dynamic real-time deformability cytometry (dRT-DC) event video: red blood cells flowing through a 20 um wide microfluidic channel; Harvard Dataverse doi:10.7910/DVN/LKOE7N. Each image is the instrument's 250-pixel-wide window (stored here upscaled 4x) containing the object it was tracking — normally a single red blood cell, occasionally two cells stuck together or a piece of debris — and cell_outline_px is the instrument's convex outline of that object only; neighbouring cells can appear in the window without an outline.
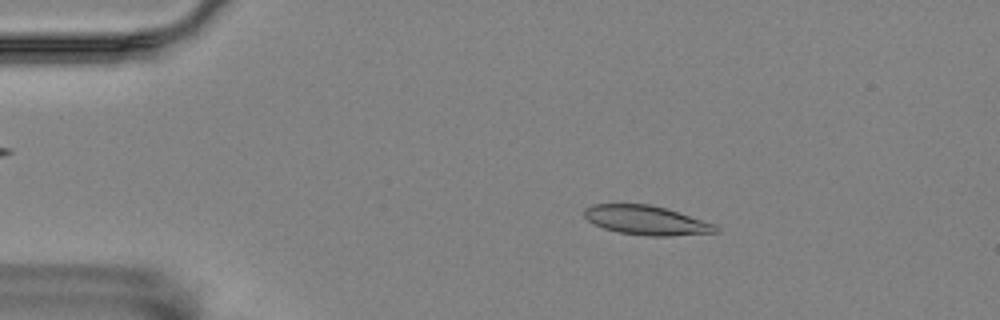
{"species": "Egyptian fruit bat (a non-hibernating species)", "species_latin": "Rousettus aegyptiacus", "temperature_condition": "room temperature", "stored_images_in_passage": 53, "camera_frame_rate_fps": 3000, "um_per_image_px": 0.085, "animal": {"sex": "female"}, "frame": {"image": 1, "passage_image": 6, "time_ms": 1.667, "image_size_px": [1000, 320], "cell_outline_px": [[720, 232], [672, 236], [644, 236], [620, 232], [604, 228], [588, 220], [584, 216], [584, 208], [592, 204], [648, 204], [668, 208], [716, 224], [720, 228]], "centroid_in_image_um": [55.0, 18.72], "position_along_channel_um": 30.0, "area_um2": 22.6}}
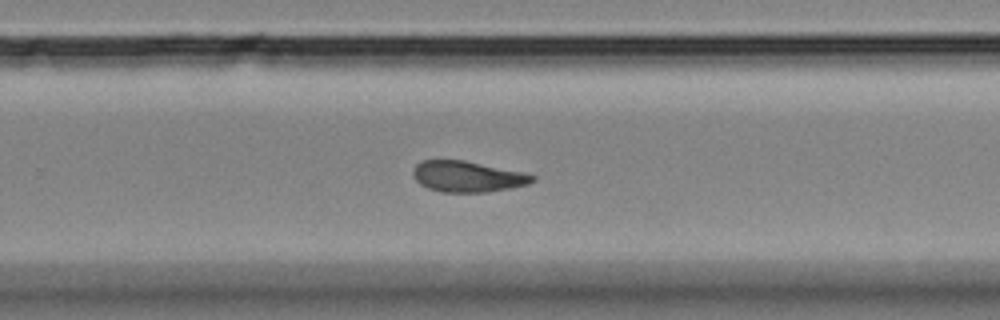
{"frame": {"image": 2, "passage_image": 33, "time_ms": 10.667, "image_size_px": [1000, 320], "cell_outline_px": [[536, 180], [528, 184], [512, 188], [484, 192], [440, 192], [428, 188], [420, 184], [416, 180], [412, 172], [412, 168], [420, 160], [464, 160], [520, 172], [536, 176]], "centroid_in_image_um": [39.7, 15.01], "position_along_channel_um": 290.1, "area_um2": 21.44}}
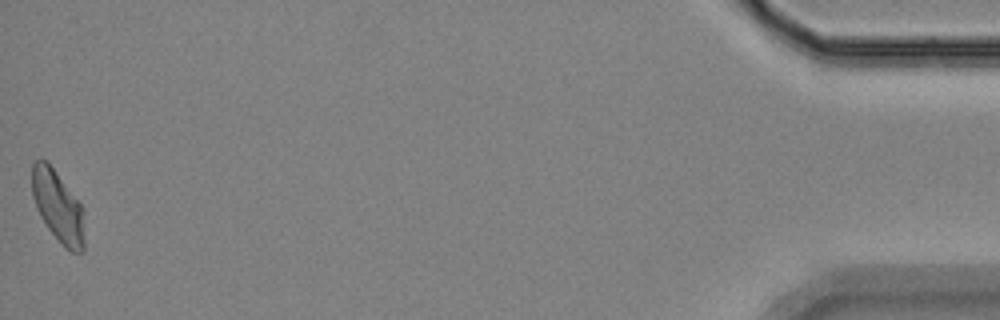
{"frame": {"image": 3, "passage_image": 53, "time_ms": 17.333, "image_size_px": [1000, 320], "cell_outline_px": [[84, 252], [72, 252], [64, 248], [48, 228], [40, 216], [36, 208], [32, 196], [32, 164], [40, 156], [48, 160], [80, 204], [84, 212]], "centroid_in_image_um": [4.91, 17.53], "position_along_channel_um": 430.3, "area_um2": 22.14}, "authors_computed_cell_mechanics": {"area_um2": 22.1952, "velocity_mm_per_s": 3.4707, "shape_relaxation_time_tau1_ms": 7.4584, "shape_relaxation_time_tau2_ms": 3.244, "deformation_change_tau1": 0.1451, "deformation_change_tau2": 0.0944}}